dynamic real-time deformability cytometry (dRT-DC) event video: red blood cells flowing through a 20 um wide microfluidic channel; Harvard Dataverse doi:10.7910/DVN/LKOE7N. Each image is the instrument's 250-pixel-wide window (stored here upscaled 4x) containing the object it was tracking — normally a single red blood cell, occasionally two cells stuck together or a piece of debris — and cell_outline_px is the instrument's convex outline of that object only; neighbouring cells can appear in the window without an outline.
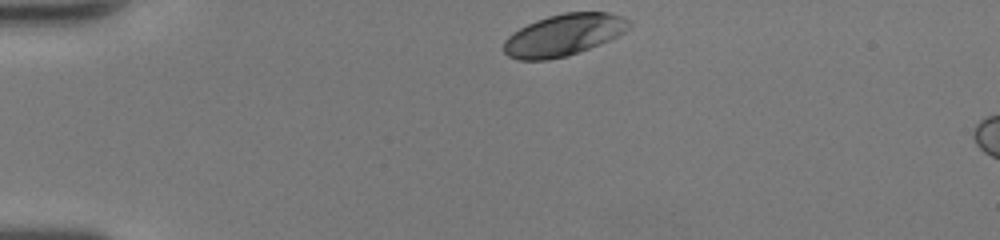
{"species": "human", "species_latin": "Homo sapiens", "temperature_condition": "room temperature", "stored_images_in_passage": 24, "camera_frame_rate_fps": 3000, "um_per_image_px": 0.085, "donor": {"sex": "female"}, "frame": {"image": 1, "passage_image": 1, "time_ms": 0.0, "image_size_px": [1000, 240], "cell_outline_px": [[632, 24], [624, 32], [600, 44], [568, 56], [548, 60], [516, 60], [508, 56], [504, 52], [504, 40], [512, 32], [536, 20], [548, 16], [564, 12], [608, 12], [624, 16]], "centroid_in_image_um": [47.9, 2.97], "position_along_channel_um": 37.1, "area_um2": 30.58}}
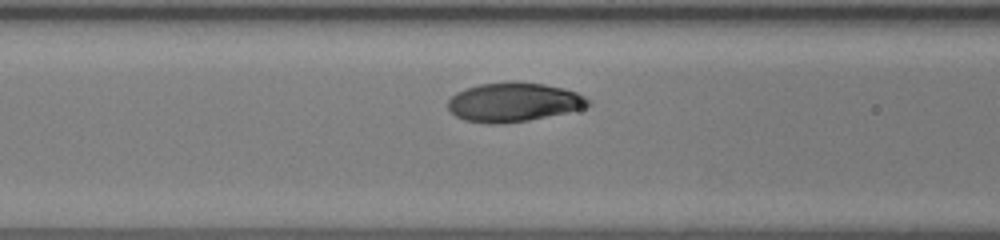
{"frame": {"image": 2, "passage_image": 11, "time_ms": 3.333, "image_size_px": [1000, 240], "cell_outline_px": [[592, 104], [580, 108], [564, 112], [528, 120], [500, 124], [492, 124], [464, 120], [456, 116], [448, 108], [448, 100], [456, 92], [480, 84], [544, 84], [564, 88], [576, 92], [592, 100]], "centroid_in_image_um": [43.65, 8.71], "position_along_channel_um": 123.0, "area_um2": 30.92}}
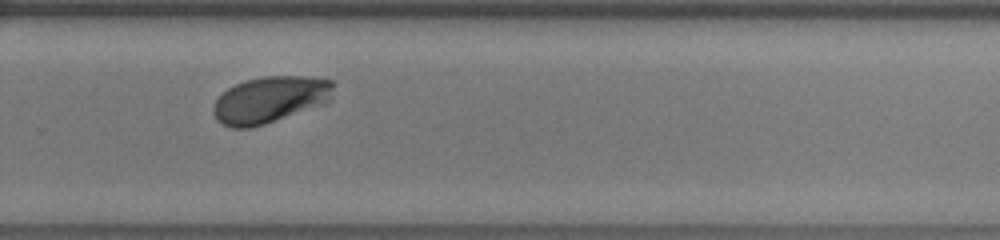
{"frame": {"image": 3, "passage_image": 24, "time_ms": 7.667, "image_size_px": [1000, 240], "cell_outline_px": [[332, 100], [328, 104], [264, 124], [248, 128], [232, 128], [220, 124], [216, 120], [212, 112], [212, 104], [228, 88], [244, 80], [264, 76], [304, 76], [332, 80]], "centroid_in_image_um": [22.95, 8.48], "position_along_channel_um": 306.8, "area_um2": 33.0}}